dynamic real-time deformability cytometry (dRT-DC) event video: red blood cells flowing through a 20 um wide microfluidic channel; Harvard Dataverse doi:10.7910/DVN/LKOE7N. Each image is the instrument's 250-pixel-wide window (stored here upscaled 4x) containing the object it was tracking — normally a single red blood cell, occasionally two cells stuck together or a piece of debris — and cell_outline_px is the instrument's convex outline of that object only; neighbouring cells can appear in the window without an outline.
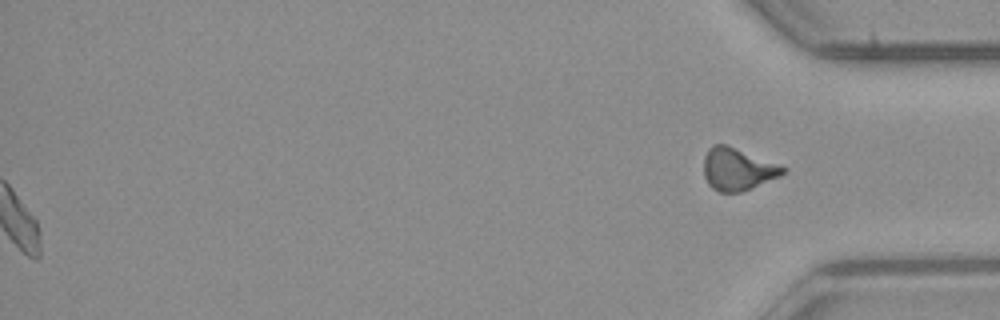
{"species": "common noctule bat (a hibernating species)", "species_latin": "Nyctalus noctula", "temperature_condition": "room temperature", "stored_images_in_passage": 53, "segment_of_instrument_passage": [2, 2], "camera_frame_rate_fps": 3000, "um_per_image_px": 0.085, "animal": {"sex": "male", "body_mass_g": 23.1, "forearm_length_mm": 52.7}, "frame": {"image": 1, "passage_image": 53, "time_ms": 17.333, "image_size_px": [1000, 320], "cell_outline_px": [[784, 172], [780, 176], [740, 192], [720, 192], [712, 188], [708, 184], [704, 176], [704, 156], [708, 148], [712, 144], [728, 144], [784, 168]], "centroid_in_image_um": [62.61, 14.37], "position_along_channel_um": 372.6, "area_um2": 19.13}}